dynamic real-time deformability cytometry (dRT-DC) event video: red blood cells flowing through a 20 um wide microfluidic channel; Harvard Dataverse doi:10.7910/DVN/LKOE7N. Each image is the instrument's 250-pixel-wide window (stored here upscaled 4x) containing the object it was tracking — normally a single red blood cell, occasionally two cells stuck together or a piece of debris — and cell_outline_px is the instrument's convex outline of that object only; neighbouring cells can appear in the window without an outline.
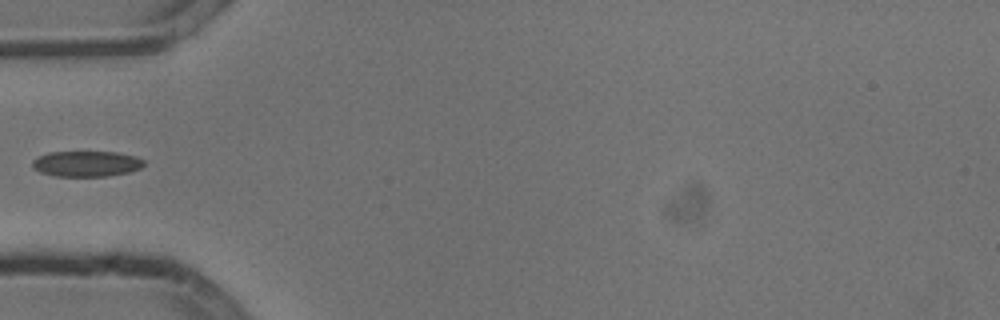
{"species": "common noctule bat (a hibernating species)", "species_latin": "Nyctalus noctula", "temperature_condition": "cold", "stored_images_in_passage": 6, "camera_frame_rate_fps": 3000, "um_per_image_px": 0.085, "animal": {"sex": "male", "body_mass_g": 13.3}, "frame": {"image": 1, "passage_image": 6, "time_ms": 1.667, "image_size_px": [1000, 320], "cell_outline_px": [[144, 164], [140, 168], [128, 172], [108, 176], [56, 176], [40, 172], [32, 168], [32, 160], [36, 156], [48, 152], [116, 152], [136, 156], [144, 160]], "centroid_in_image_um": [7.31, 13.91], "position_along_channel_um": 77.7, "area_um2": 16.76}}